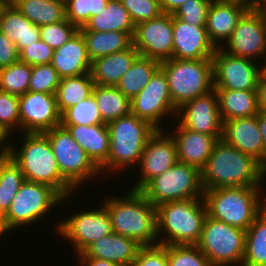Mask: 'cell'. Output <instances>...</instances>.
Returning <instances> with one entry per match:
<instances>
[{"label": "cell", "instance_id": "6da1fadb", "mask_svg": "<svg viewBox=\"0 0 266 266\" xmlns=\"http://www.w3.org/2000/svg\"><path fill=\"white\" fill-rule=\"evenodd\" d=\"M266 168L253 156L219 139L201 170L204 191L222 187L260 186Z\"/></svg>", "mask_w": 266, "mask_h": 266}, {"label": "cell", "instance_id": "7a4b0ae2", "mask_svg": "<svg viewBox=\"0 0 266 266\" xmlns=\"http://www.w3.org/2000/svg\"><path fill=\"white\" fill-rule=\"evenodd\" d=\"M126 195H109L103 202L113 232L132 238L141 246L157 245V208L138 190L130 189Z\"/></svg>", "mask_w": 266, "mask_h": 266}, {"label": "cell", "instance_id": "3957f363", "mask_svg": "<svg viewBox=\"0 0 266 266\" xmlns=\"http://www.w3.org/2000/svg\"><path fill=\"white\" fill-rule=\"evenodd\" d=\"M19 151L10 146L9 156L19 166L25 180L48 185L63 198L74 188L62 177L48 138L43 133H24Z\"/></svg>", "mask_w": 266, "mask_h": 266}, {"label": "cell", "instance_id": "277c9868", "mask_svg": "<svg viewBox=\"0 0 266 266\" xmlns=\"http://www.w3.org/2000/svg\"><path fill=\"white\" fill-rule=\"evenodd\" d=\"M156 208L157 234L167 233L158 244L197 245L207 216L203 198L169 201Z\"/></svg>", "mask_w": 266, "mask_h": 266}, {"label": "cell", "instance_id": "5b68a950", "mask_svg": "<svg viewBox=\"0 0 266 266\" xmlns=\"http://www.w3.org/2000/svg\"><path fill=\"white\" fill-rule=\"evenodd\" d=\"M259 188L239 186L204 191L207 216L246 231L263 210Z\"/></svg>", "mask_w": 266, "mask_h": 266}, {"label": "cell", "instance_id": "8992f818", "mask_svg": "<svg viewBox=\"0 0 266 266\" xmlns=\"http://www.w3.org/2000/svg\"><path fill=\"white\" fill-rule=\"evenodd\" d=\"M107 127L110 133L109 155L100 168L102 173L140 163L148 139L157 131L147 121L131 113L108 122Z\"/></svg>", "mask_w": 266, "mask_h": 266}, {"label": "cell", "instance_id": "52a82bcc", "mask_svg": "<svg viewBox=\"0 0 266 266\" xmlns=\"http://www.w3.org/2000/svg\"><path fill=\"white\" fill-rule=\"evenodd\" d=\"M173 105L178 109L185 102L213 90L212 58L179 60L171 58L161 62Z\"/></svg>", "mask_w": 266, "mask_h": 266}, {"label": "cell", "instance_id": "ba28073f", "mask_svg": "<svg viewBox=\"0 0 266 266\" xmlns=\"http://www.w3.org/2000/svg\"><path fill=\"white\" fill-rule=\"evenodd\" d=\"M140 192L155 207L169 201L203 198L201 171L191 165L177 162L151 179Z\"/></svg>", "mask_w": 266, "mask_h": 266}, {"label": "cell", "instance_id": "9c48e42d", "mask_svg": "<svg viewBox=\"0 0 266 266\" xmlns=\"http://www.w3.org/2000/svg\"><path fill=\"white\" fill-rule=\"evenodd\" d=\"M246 231L206 216L197 247L212 266L242 265Z\"/></svg>", "mask_w": 266, "mask_h": 266}, {"label": "cell", "instance_id": "30bf717a", "mask_svg": "<svg viewBox=\"0 0 266 266\" xmlns=\"http://www.w3.org/2000/svg\"><path fill=\"white\" fill-rule=\"evenodd\" d=\"M68 198L48 185L25 180L4 214V226L9 233L18 226L34 223Z\"/></svg>", "mask_w": 266, "mask_h": 266}, {"label": "cell", "instance_id": "8fae6325", "mask_svg": "<svg viewBox=\"0 0 266 266\" xmlns=\"http://www.w3.org/2000/svg\"><path fill=\"white\" fill-rule=\"evenodd\" d=\"M52 147L62 177L75 190L86 180L102 174L86 151L64 127L57 126L43 133Z\"/></svg>", "mask_w": 266, "mask_h": 266}, {"label": "cell", "instance_id": "7c38bea8", "mask_svg": "<svg viewBox=\"0 0 266 266\" xmlns=\"http://www.w3.org/2000/svg\"><path fill=\"white\" fill-rule=\"evenodd\" d=\"M221 49L236 57L266 60V14L258 7L250 8ZM226 47V48H225Z\"/></svg>", "mask_w": 266, "mask_h": 266}, {"label": "cell", "instance_id": "4fadbf2b", "mask_svg": "<svg viewBox=\"0 0 266 266\" xmlns=\"http://www.w3.org/2000/svg\"><path fill=\"white\" fill-rule=\"evenodd\" d=\"M130 106L131 114L147 121L156 130H163L159 123L166 115L176 116L177 108L173 105L168 80L161 68L154 73L142 91L131 99Z\"/></svg>", "mask_w": 266, "mask_h": 266}, {"label": "cell", "instance_id": "5bb4252c", "mask_svg": "<svg viewBox=\"0 0 266 266\" xmlns=\"http://www.w3.org/2000/svg\"><path fill=\"white\" fill-rule=\"evenodd\" d=\"M213 88L256 90L262 74L261 65L251 59L236 57L217 48L213 57ZM255 62V63H254Z\"/></svg>", "mask_w": 266, "mask_h": 266}, {"label": "cell", "instance_id": "9a60e30c", "mask_svg": "<svg viewBox=\"0 0 266 266\" xmlns=\"http://www.w3.org/2000/svg\"><path fill=\"white\" fill-rule=\"evenodd\" d=\"M63 220L56 227L57 233L73 243L77 255L94 241L113 232L111 219L104 205L96 210L81 211Z\"/></svg>", "mask_w": 266, "mask_h": 266}, {"label": "cell", "instance_id": "2e32d148", "mask_svg": "<svg viewBox=\"0 0 266 266\" xmlns=\"http://www.w3.org/2000/svg\"><path fill=\"white\" fill-rule=\"evenodd\" d=\"M133 46L140 56L159 62L172 58L173 15L162 13L155 19L139 22L135 25Z\"/></svg>", "mask_w": 266, "mask_h": 266}, {"label": "cell", "instance_id": "e0dca14e", "mask_svg": "<svg viewBox=\"0 0 266 266\" xmlns=\"http://www.w3.org/2000/svg\"><path fill=\"white\" fill-rule=\"evenodd\" d=\"M19 115L23 133H44L61 125L55 94L28 91L19 96Z\"/></svg>", "mask_w": 266, "mask_h": 266}, {"label": "cell", "instance_id": "ac0fdd59", "mask_svg": "<svg viewBox=\"0 0 266 266\" xmlns=\"http://www.w3.org/2000/svg\"><path fill=\"white\" fill-rule=\"evenodd\" d=\"M164 130H157L147 141L142 152L139 181L132 190L140 191L151 179L159 176L178 162L177 144ZM166 135V136H165ZM169 135V136H168Z\"/></svg>", "mask_w": 266, "mask_h": 266}, {"label": "cell", "instance_id": "d6986e66", "mask_svg": "<svg viewBox=\"0 0 266 266\" xmlns=\"http://www.w3.org/2000/svg\"><path fill=\"white\" fill-rule=\"evenodd\" d=\"M177 116L178 123L184 128L207 135L223 134V121L215 89L185 102L177 109Z\"/></svg>", "mask_w": 266, "mask_h": 266}, {"label": "cell", "instance_id": "ffe728a7", "mask_svg": "<svg viewBox=\"0 0 266 266\" xmlns=\"http://www.w3.org/2000/svg\"><path fill=\"white\" fill-rule=\"evenodd\" d=\"M216 49L209 39L205 26H195L173 16L172 58L179 60L212 58Z\"/></svg>", "mask_w": 266, "mask_h": 266}, {"label": "cell", "instance_id": "44dd1931", "mask_svg": "<svg viewBox=\"0 0 266 266\" xmlns=\"http://www.w3.org/2000/svg\"><path fill=\"white\" fill-rule=\"evenodd\" d=\"M250 8L249 5L238 1L212 0L205 27L216 48L222 47L223 40L226 43L238 21Z\"/></svg>", "mask_w": 266, "mask_h": 266}, {"label": "cell", "instance_id": "7402d4cb", "mask_svg": "<svg viewBox=\"0 0 266 266\" xmlns=\"http://www.w3.org/2000/svg\"><path fill=\"white\" fill-rule=\"evenodd\" d=\"M222 139L264 166V144L258 115L223 121Z\"/></svg>", "mask_w": 266, "mask_h": 266}, {"label": "cell", "instance_id": "603a6c76", "mask_svg": "<svg viewBox=\"0 0 266 266\" xmlns=\"http://www.w3.org/2000/svg\"><path fill=\"white\" fill-rule=\"evenodd\" d=\"M176 135L171 136L177 144L178 162L191 165L200 171L208 162L215 143L222 135H207L177 124Z\"/></svg>", "mask_w": 266, "mask_h": 266}, {"label": "cell", "instance_id": "cb8c5ba5", "mask_svg": "<svg viewBox=\"0 0 266 266\" xmlns=\"http://www.w3.org/2000/svg\"><path fill=\"white\" fill-rule=\"evenodd\" d=\"M51 65L56 69L60 78L91 72L92 61L80 31L64 45L54 50Z\"/></svg>", "mask_w": 266, "mask_h": 266}, {"label": "cell", "instance_id": "d4e9b609", "mask_svg": "<svg viewBox=\"0 0 266 266\" xmlns=\"http://www.w3.org/2000/svg\"><path fill=\"white\" fill-rule=\"evenodd\" d=\"M141 245L134 239L114 232L91 243L78 257H94L130 266Z\"/></svg>", "mask_w": 266, "mask_h": 266}, {"label": "cell", "instance_id": "484cf974", "mask_svg": "<svg viewBox=\"0 0 266 266\" xmlns=\"http://www.w3.org/2000/svg\"><path fill=\"white\" fill-rule=\"evenodd\" d=\"M86 151L92 162L100 169L109 155L110 133L107 123L93 125H61Z\"/></svg>", "mask_w": 266, "mask_h": 266}, {"label": "cell", "instance_id": "4316f807", "mask_svg": "<svg viewBox=\"0 0 266 266\" xmlns=\"http://www.w3.org/2000/svg\"><path fill=\"white\" fill-rule=\"evenodd\" d=\"M0 31L16 44L19 53L40 39L39 26L33 24L9 0L0 10Z\"/></svg>", "mask_w": 266, "mask_h": 266}, {"label": "cell", "instance_id": "83f0119b", "mask_svg": "<svg viewBox=\"0 0 266 266\" xmlns=\"http://www.w3.org/2000/svg\"><path fill=\"white\" fill-rule=\"evenodd\" d=\"M138 56L139 52L132 45L127 50L95 59L90 72L94 83L116 86Z\"/></svg>", "mask_w": 266, "mask_h": 266}, {"label": "cell", "instance_id": "f1b7e54d", "mask_svg": "<svg viewBox=\"0 0 266 266\" xmlns=\"http://www.w3.org/2000/svg\"><path fill=\"white\" fill-rule=\"evenodd\" d=\"M215 91L222 121L258 115L256 90L215 89Z\"/></svg>", "mask_w": 266, "mask_h": 266}, {"label": "cell", "instance_id": "f546056e", "mask_svg": "<svg viewBox=\"0 0 266 266\" xmlns=\"http://www.w3.org/2000/svg\"><path fill=\"white\" fill-rule=\"evenodd\" d=\"M79 30L97 32L121 31L127 32L133 38L135 24L120 0H109L105 9L96 16L91 17L85 26L79 28Z\"/></svg>", "mask_w": 266, "mask_h": 266}, {"label": "cell", "instance_id": "4dcf8cb0", "mask_svg": "<svg viewBox=\"0 0 266 266\" xmlns=\"http://www.w3.org/2000/svg\"><path fill=\"white\" fill-rule=\"evenodd\" d=\"M86 42L89 58H97L127 50L133 45V39L127 32L108 31L97 32L79 30Z\"/></svg>", "mask_w": 266, "mask_h": 266}, {"label": "cell", "instance_id": "1f68e13d", "mask_svg": "<svg viewBox=\"0 0 266 266\" xmlns=\"http://www.w3.org/2000/svg\"><path fill=\"white\" fill-rule=\"evenodd\" d=\"M33 24L44 26L66 19L65 0H9Z\"/></svg>", "mask_w": 266, "mask_h": 266}, {"label": "cell", "instance_id": "d6a6232c", "mask_svg": "<svg viewBox=\"0 0 266 266\" xmlns=\"http://www.w3.org/2000/svg\"><path fill=\"white\" fill-rule=\"evenodd\" d=\"M160 65L161 62L155 59L139 55L116 87L131 100L148 84Z\"/></svg>", "mask_w": 266, "mask_h": 266}, {"label": "cell", "instance_id": "836d02e7", "mask_svg": "<svg viewBox=\"0 0 266 266\" xmlns=\"http://www.w3.org/2000/svg\"><path fill=\"white\" fill-rule=\"evenodd\" d=\"M94 86L91 73L61 78L55 92L60 113L62 114L71 106L89 98L93 93Z\"/></svg>", "mask_w": 266, "mask_h": 266}, {"label": "cell", "instance_id": "e575fe53", "mask_svg": "<svg viewBox=\"0 0 266 266\" xmlns=\"http://www.w3.org/2000/svg\"><path fill=\"white\" fill-rule=\"evenodd\" d=\"M92 95L104 123L129 115L131 113V100L116 86L96 85Z\"/></svg>", "mask_w": 266, "mask_h": 266}, {"label": "cell", "instance_id": "d590c367", "mask_svg": "<svg viewBox=\"0 0 266 266\" xmlns=\"http://www.w3.org/2000/svg\"><path fill=\"white\" fill-rule=\"evenodd\" d=\"M241 266H266V212L262 210L246 230Z\"/></svg>", "mask_w": 266, "mask_h": 266}, {"label": "cell", "instance_id": "8d00e7d4", "mask_svg": "<svg viewBox=\"0 0 266 266\" xmlns=\"http://www.w3.org/2000/svg\"><path fill=\"white\" fill-rule=\"evenodd\" d=\"M24 181V174L10 156L0 159V210L4 214Z\"/></svg>", "mask_w": 266, "mask_h": 266}, {"label": "cell", "instance_id": "74e56055", "mask_svg": "<svg viewBox=\"0 0 266 266\" xmlns=\"http://www.w3.org/2000/svg\"><path fill=\"white\" fill-rule=\"evenodd\" d=\"M32 66L18 60L0 69V90L21 96L28 92Z\"/></svg>", "mask_w": 266, "mask_h": 266}, {"label": "cell", "instance_id": "f35d334b", "mask_svg": "<svg viewBox=\"0 0 266 266\" xmlns=\"http://www.w3.org/2000/svg\"><path fill=\"white\" fill-rule=\"evenodd\" d=\"M99 108L95 98L91 95L89 98L80 101L74 106L66 109L61 114V125H93L103 124Z\"/></svg>", "mask_w": 266, "mask_h": 266}, {"label": "cell", "instance_id": "ab89813d", "mask_svg": "<svg viewBox=\"0 0 266 266\" xmlns=\"http://www.w3.org/2000/svg\"><path fill=\"white\" fill-rule=\"evenodd\" d=\"M169 266H212L197 245H167Z\"/></svg>", "mask_w": 266, "mask_h": 266}, {"label": "cell", "instance_id": "60d3db41", "mask_svg": "<svg viewBox=\"0 0 266 266\" xmlns=\"http://www.w3.org/2000/svg\"><path fill=\"white\" fill-rule=\"evenodd\" d=\"M60 79L51 64L32 66L28 91L55 94Z\"/></svg>", "mask_w": 266, "mask_h": 266}, {"label": "cell", "instance_id": "b9f144b4", "mask_svg": "<svg viewBox=\"0 0 266 266\" xmlns=\"http://www.w3.org/2000/svg\"><path fill=\"white\" fill-rule=\"evenodd\" d=\"M39 29L40 39L54 50L68 42L79 31V28L67 19L55 24L40 26Z\"/></svg>", "mask_w": 266, "mask_h": 266}, {"label": "cell", "instance_id": "7bdbcfd3", "mask_svg": "<svg viewBox=\"0 0 266 266\" xmlns=\"http://www.w3.org/2000/svg\"><path fill=\"white\" fill-rule=\"evenodd\" d=\"M211 2L212 0H188L178 7L172 15L195 26H206Z\"/></svg>", "mask_w": 266, "mask_h": 266}, {"label": "cell", "instance_id": "ee69618b", "mask_svg": "<svg viewBox=\"0 0 266 266\" xmlns=\"http://www.w3.org/2000/svg\"><path fill=\"white\" fill-rule=\"evenodd\" d=\"M17 126V127H16ZM0 127L9 135L10 130L20 129L19 96L0 90Z\"/></svg>", "mask_w": 266, "mask_h": 266}, {"label": "cell", "instance_id": "f6af8a7d", "mask_svg": "<svg viewBox=\"0 0 266 266\" xmlns=\"http://www.w3.org/2000/svg\"><path fill=\"white\" fill-rule=\"evenodd\" d=\"M127 9L132 22L136 25L139 22L155 19L163 12L160 7V0H120Z\"/></svg>", "mask_w": 266, "mask_h": 266}, {"label": "cell", "instance_id": "bcb514c9", "mask_svg": "<svg viewBox=\"0 0 266 266\" xmlns=\"http://www.w3.org/2000/svg\"><path fill=\"white\" fill-rule=\"evenodd\" d=\"M130 266H169L167 245L141 246Z\"/></svg>", "mask_w": 266, "mask_h": 266}, {"label": "cell", "instance_id": "7dc6e473", "mask_svg": "<svg viewBox=\"0 0 266 266\" xmlns=\"http://www.w3.org/2000/svg\"><path fill=\"white\" fill-rule=\"evenodd\" d=\"M54 49L39 39L19 53V60L30 66L51 64Z\"/></svg>", "mask_w": 266, "mask_h": 266}, {"label": "cell", "instance_id": "c3c4849f", "mask_svg": "<svg viewBox=\"0 0 266 266\" xmlns=\"http://www.w3.org/2000/svg\"><path fill=\"white\" fill-rule=\"evenodd\" d=\"M66 19L78 28L90 20L89 0H65Z\"/></svg>", "mask_w": 266, "mask_h": 266}, {"label": "cell", "instance_id": "681fc988", "mask_svg": "<svg viewBox=\"0 0 266 266\" xmlns=\"http://www.w3.org/2000/svg\"><path fill=\"white\" fill-rule=\"evenodd\" d=\"M19 60L16 44L0 31V69Z\"/></svg>", "mask_w": 266, "mask_h": 266}, {"label": "cell", "instance_id": "f907efd6", "mask_svg": "<svg viewBox=\"0 0 266 266\" xmlns=\"http://www.w3.org/2000/svg\"><path fill=\"white\" fill-rule=\"evenodd\" d=\"M256 91L259 111H266V76L263 73L259 77Z\"/></svg>", "mask_w": 266, "mask_h": 266}, {"label": "cell", "instance_id": "816d5d0a", "mask_svg": "<svg viewBox=\"0 0 266 266\" xmlns=\"http://www.w3.org/2000/svg\"><path fill=\"white\" fill-rule=\"evenodd\" d=\"M79 258L78 260L80 261V265L83 266H120L114 262L100 258H94V257H79Z\"/></svg>", "mask_w": 266, "mask_h": 266}, {"label": "cell", "instance_id": "f5cc1de1", "mask_svg": "<svg viewBox=\"0 0 266 266\" xmlns=\"http://www.w3.org/2000/svg\"><path fill=\"white\" fill-rule=\"evenodd\" d=\"M188 0H160V7L163 13L173 14L178 7Z\"/></svg>", "mask_w": 266, "mask_h": 266}, {"label": "cell", "instance_id": "db71d44e", "mask_svg": "<svg viewBox=\"0 0 266 266\" xmlns=\"http://www.w3.org/2000/svg\"><path fill=\"white\" fill-rule=\"evenodd\" d=\"M109 0H89L90 18L101 13L107 6Z\"/></svg>", "mask_w": 266, "mask_h": 266}, {"label": "cell", "instance_id": "11a10c76", "mask_svg": "<svg viewBox=\"0 0 266 266\" xmlns=\"http://www.w3.org/2000/svg\"><path fill=\"white\" fill-rule=\"evenodd\" d=\"M258 123L260 126V131L263 137L264 144V167L266 168V111H259L258 113Z\"/></svg>", "mask_w": 266, "mask_h": 266}, {"label": "cell", "instance_id": "9f6ffc18", "mask_svg": "<svg viewBox=\"0 0 266 266\" xmlns=\"http://www.w3.org/2000/svg\"><path fill=\"white\" fill-rule=\"evenodd\" d=\"M8 135L9 134L2 127H0V145L2 144L0 146L2 149V150L0 149V159L9 156L11 145L7 144V143H6V145H3V143L5 142Z\"/></svg>", "mask_w": 266, "mask_h": 266}, {"label": "cell", "instance_id": "6f0895ef", "mask_svg": "<svg viewBox=\"0 0 266 266\" xmlns=\"http://www.w3.org/2000/svg\"><path fill=\"white\" fill-rule=\"evenodd\" d=\"M227 1H238L244 4L249 5L251 8L256 7L258 5V0H227Z\"/></svg>", "mask_w": 266, "mask_h": 266}, {"label": "cell", "instance_id": "680465c9", "mask_svg": "<svg viewBox=\"0 0 266 266\" xmlns=\"http://www.w3.org/2000/svg\"><path fill=\"white\" fill-rule=\"evenodd\" d=\"M8 231L6 230V228H5V226H4V222H3V220L0 218V237L1 236H5V235H7V234H5V233H7Z\"/></svg>", "mask_w": 266, "mask_h": 266}, {"label": "cell", "instance_id": "91938a15", "mask_svg": "<svg viewBox=\"0 0 266 266\" xmlns=\"http://www.w3.org/2000/svg\"><path fill=\"white\" fill-rule=\"evenodd\" d=\"M257 6L266 14V0H258Z\"/></svg>", "mask_w": 266, "mask_h": 266}, {"label": "cell", "instance_id": "94428289", "mask_svg": "<svg viewBox=\"0 0 266 266\" xmlns=\"http://www.w3.org/2000/svg\"><path fill=\"white\" fill-rule=\"evenodd\" d=\"M261 197H265L263 198V202H262V205H263V210L266 212V196H261Z\"/></svg>", "mask_w": 266, "mask_h": 266}, {"label": "cell", "instance_id": "6125c7cd", "mask_svg": "<svg viewBox=\"0 0 266 266\" xmlns=\"http://www.w3.org/2000/svg\"><path fill=\"white\" fill-rule=\"evenodd\" d=\"M8 2V0H0V10Z\"/></svg>", "mask_w": 266, "mask_h": 266}, {"label": "cell", "instance_id": "be15d7a7", "mask_svg": "<svg viewBox=\"0 0 266 266\" xmlns=\"http://www.w3.org/2000/svg\"><path fill=\"white\" fill-rule=\"evenodd\" d=\"M263 67H262V73L266 76V60L265 62L263 63Z\"/></svg>", "mask_w": 266, "mask_h": 266}, {"label": "cell", "instance_id": "e7e4bbea", "mask_svg": "<svg viewBox=\"0 0 266 266\" xmlns=\"http://www.w3.org/2000/svg\"><path fill=\"white\" fill-rule=\"evenodd\" d=\"M4 213L0 210V218L3 220Z\"/></svg>", "mask_w": 266, "mask_h": 266}]
</instances>
